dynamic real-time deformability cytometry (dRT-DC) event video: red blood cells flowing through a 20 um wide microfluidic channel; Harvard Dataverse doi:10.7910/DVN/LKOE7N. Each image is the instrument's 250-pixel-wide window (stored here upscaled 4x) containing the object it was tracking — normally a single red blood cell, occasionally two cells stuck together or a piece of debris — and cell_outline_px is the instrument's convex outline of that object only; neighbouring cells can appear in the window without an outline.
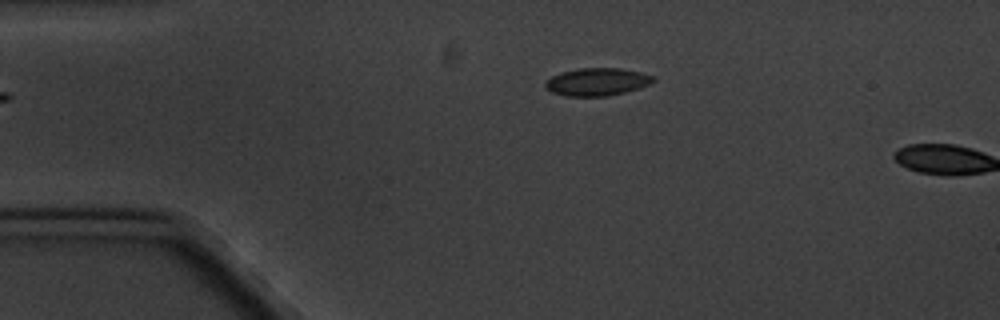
{"species": "common noctule bat (a hibernating species)", "species_latin": "Nyctalus noctula", "temperature_condition": "cold", "stored_images_in_passage": 2, "camera_frame_rate_fps": 3000, "um_per_image_px": 0.085, "animal": {"sex": "male", "body_mass_g": 20.1, "forearm_length_mm": 53.5}, "frame": {"image": 1, "passage_image": 1, "time_ms": 0.0, "image_size_px": [1000, 320], "cell_outline_px": [[656, 80], [648, 84], [624, 92], [608, 96], [564, 96], [552, 92], [544, 88], [544, 80], [560, 72], [580, 68], [620, 68], [640, 72], [652, 76]], "centroid_in_image_um": [50.67, 6.95], "position_along_channel_um": 34.3, "area_um2": 17.4}}